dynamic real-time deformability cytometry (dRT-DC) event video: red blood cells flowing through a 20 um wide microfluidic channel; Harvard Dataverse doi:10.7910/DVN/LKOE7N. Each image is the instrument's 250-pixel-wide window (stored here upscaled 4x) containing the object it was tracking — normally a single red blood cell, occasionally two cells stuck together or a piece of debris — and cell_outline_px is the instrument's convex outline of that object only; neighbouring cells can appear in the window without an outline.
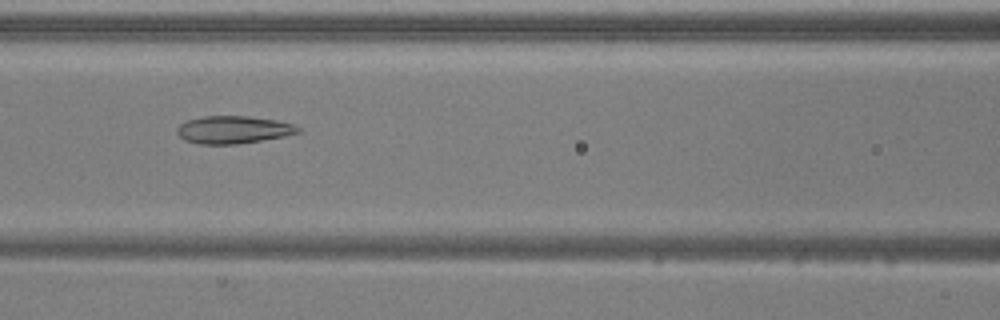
{"species": "common noctule bat (a hibernating species)", "species_latin": "Nyctalus noctula", "temperature_condition": "warm", "stored_images_in_passage": 52, "camera_frame_rate_fps": 3000, "um_per_image_px": 0.085, "animal": {"sex": "male", "body_mass_g": 20.5, "forearm_length_mm": 52.5}, "frame": {"image": 1, "passage_image": 23, "time_ms": 7.333, "image_size_px": [1000, 320], "cell_outline_px": [[300, 132], [284, 136], [236, 144], [200, 144], [184, 140], [176, 132], [176, 128], [180, 124], [188, 120], [204, 116], [248, 116], [276, 120], [292, 124], [300, 128]], "centroid_in_image_um": [19.8, 11.02], "position_along_channel_um": 146.8, "area_um2": 19.31}}
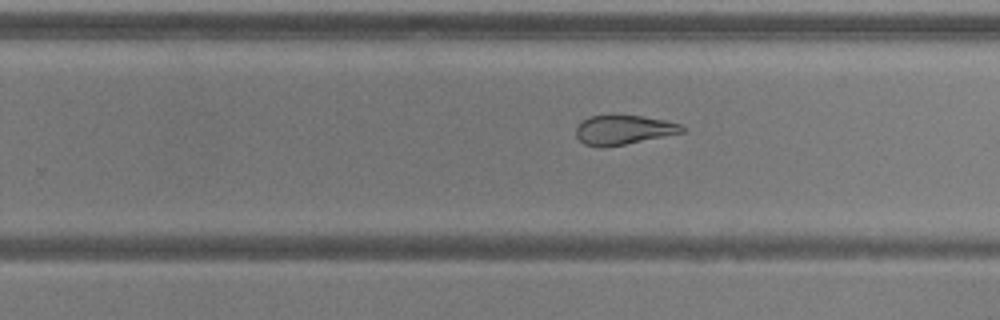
{"frame": {"image": 2, "passage_image": 33, "time_ms": 10.667, "image_size_px": [1000, 320], "cell_outline_px": [[688, 132], [624, 144], [584, 144], [576, 136], [576, 128], [588, 116], [612, 112], [640, 116], [664, 120], [680, 124], [688, 128]], "centroid_in_image_um": [53.08, 10.96], "position_along_channel_um": 276.7, "area_um2": 18.26}}
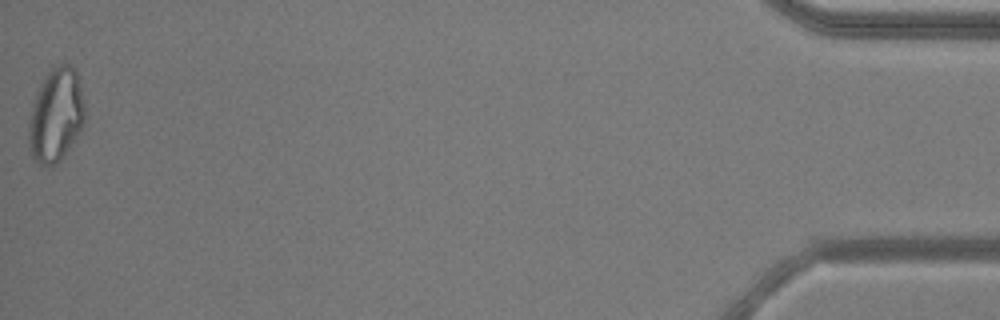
{"frame": {"image": 3, "passage_image": 52, "time_ms": 17.0, "image_size_px": [1000, 320], "cell_outline_px": [[84, 124], [80, 132], [60, 160], [56, 164], [40, 164], [32, 156], [28, 144], [28, 120], [32, 104], [36, 92], [44, 76], [52, 68], [60, 64], [68, 64], [76, 68], [84, 104]], "centroid_in_image_um": [4.74, 9.76], "position_along_channel_um": 430.5, "area_um2": 30.63}, "authors_computed_cell_mechanics": {"area_um2": 24.3338, "velocity_mm_per_s": 3.9085, "shape_relaxation_time_tau1_ms": null, "shape_relaxation_time_tau2_ms": 2.3964, "deformation_change_tau1": null, "deformation_change_tau2": 0.0926}}